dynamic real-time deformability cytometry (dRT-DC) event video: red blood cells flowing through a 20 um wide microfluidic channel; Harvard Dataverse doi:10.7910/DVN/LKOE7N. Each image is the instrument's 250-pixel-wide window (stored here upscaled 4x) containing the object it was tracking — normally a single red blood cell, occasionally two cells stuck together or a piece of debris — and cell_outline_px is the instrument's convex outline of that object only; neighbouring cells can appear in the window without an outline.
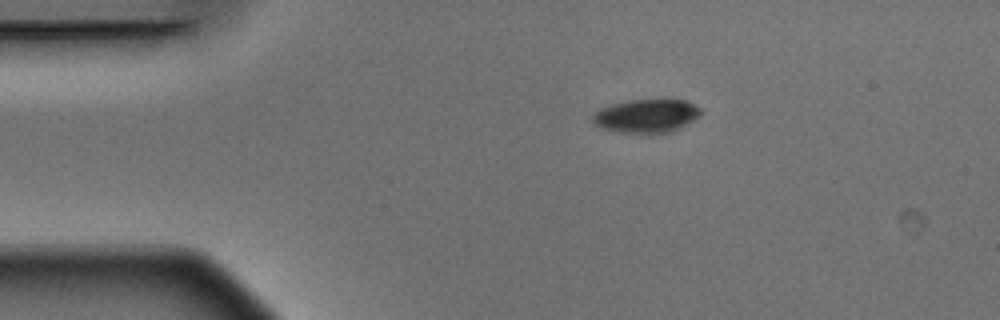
{"species": "Egyptian fruit bat (a non-hibernating species)", "species_latin": "Rousettus aegyptiacus", "temperature_condition": "warm", "stored_images_in_passage": 4, "segment_of_instrument_passage": [1, 2], "camera_frame_rate_fps": 3000, "um_per_image_px": 0.085, "animal": {"sex": "male"}, "frame": {"image": 1, "passage_image": 1, "time_ms": 0.0, "image_size_px": [1000, 320], "cell_outline_px": [[704, 112], [700, 116], [680, 128], [672, 132], [620, 132], [604, 128], [596, 124], [592, 120], [592, 116], [600, 108], [612, 104], [628, 100], [688, 100], [700, 108]], "centroid_in_image_um": [55.0, 9.83], "position_along_channel_um": 30.0, "area_um2": 20.87}}